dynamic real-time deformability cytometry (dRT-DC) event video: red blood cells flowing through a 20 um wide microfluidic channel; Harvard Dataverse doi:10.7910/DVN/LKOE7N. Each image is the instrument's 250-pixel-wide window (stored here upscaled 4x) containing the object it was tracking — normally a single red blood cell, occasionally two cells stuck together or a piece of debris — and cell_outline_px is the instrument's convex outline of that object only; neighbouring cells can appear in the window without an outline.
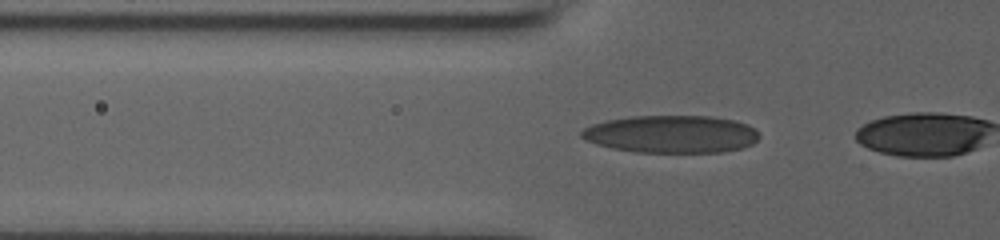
{"species": "human", "species_latin": "Homo sapiens", "temperature_condition": "room temperature", "stored_images_in_passage": 20, "camera_frame_rate_fps": 3000, "um_per_image_px": 0.085, "donor": {"sex": "male"}, "frame": {"image": 1, "passage_image": 18, "time_ms": 5.667, "image_size_px": [1000, 240], "cell_outline_px": [[760, 136], [752, 144], [740, 148], [720, 152], [636, 152], [612, 148], [596, 144], [580, 136], [580, 132], [584, 128], [592, 124], [608, 120], [632, 116], [708, 116], [736, 120], [748, 124], [756, 128]], "centroid_in_image_um": [57.09, 11.39], "position_along_channel_um": 68.7, "area_um2": 38.9}}